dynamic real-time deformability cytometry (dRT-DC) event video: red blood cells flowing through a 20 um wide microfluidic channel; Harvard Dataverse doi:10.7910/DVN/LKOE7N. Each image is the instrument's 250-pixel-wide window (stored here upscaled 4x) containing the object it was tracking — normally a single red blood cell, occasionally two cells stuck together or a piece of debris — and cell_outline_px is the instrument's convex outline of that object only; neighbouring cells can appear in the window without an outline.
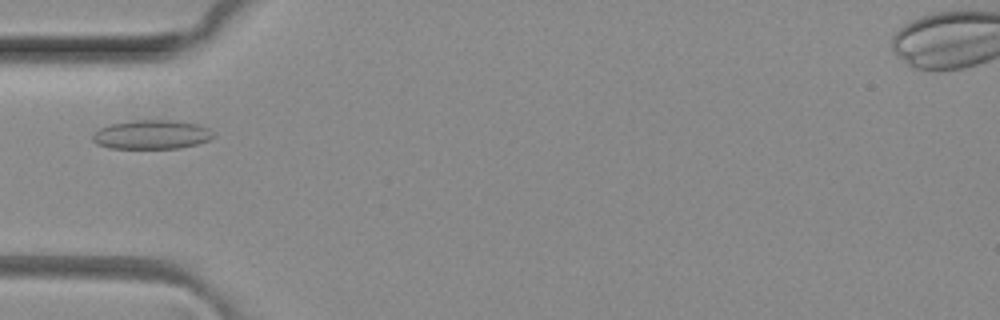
{"species": "common noctule bat (a hibernating species)", "species_latin": "Nyctalus noctula", "temperature_condition": "room temperature", "stored_images_in_passage": 5, "camera_frame_rate_fps": 3000, "um_per_image_px": 0.085, "animal": {"sex": "female", "body_mass_g": 29.2, "forearm_length_mm": 56.3}, "frame": {"image": 1, "passage_image": 5, "time_ms": 1.333, "image_size_px": [1000, 320], "cell_outline_px": [[216, 136], [208, 140], [196, 144], [180, 148], [108, 148], [96, 144], [92, 140], [92, 136], [100, 128], [112, 124], [132, 120], [172, 120], [196, 124], [208, 128]], "centroid_in_image_um": [12.88, 11.44], "position_along_channel_um": 72.1, "area_um2": 20.35}}